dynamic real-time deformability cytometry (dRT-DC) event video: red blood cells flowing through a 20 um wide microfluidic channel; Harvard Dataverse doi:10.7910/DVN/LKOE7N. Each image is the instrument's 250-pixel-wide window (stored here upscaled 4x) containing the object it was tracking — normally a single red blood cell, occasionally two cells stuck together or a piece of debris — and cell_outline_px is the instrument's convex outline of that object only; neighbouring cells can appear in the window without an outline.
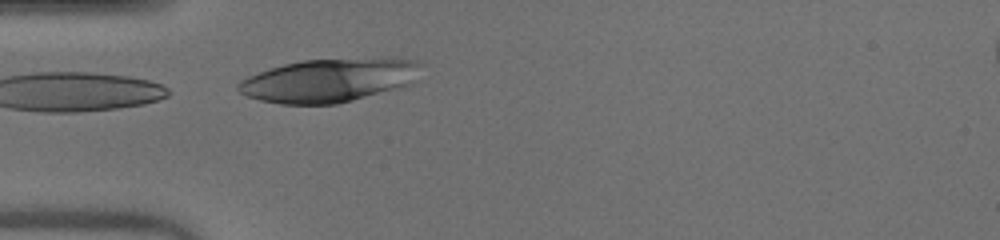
{"species": "human", "species_latin": "Homo sapiens", "temperature_condition": "warm", "stored_images_in_passage": 7, "camera_frame_rate_fps": 3000, "um_per_image_px": 0.085, "donor": {"sex": "male"}, "frame": {"image": 1, "passage_image": 7, "time_ms": 2.0, "image_size_px": [1000, 240], "cell_outline_px": [[424, 64], [412, 84], [404, 88], [336, 104], [280, 104], [260, 100], [248, 96], [240, 92], [236, 88], [236, 84], [240, 80], [248, 76], [284, 64], [304, 60], [380, 56], [384, 56], [416, 60]], "centroid_in_image_um": [28.08, 6.8], "position_along_channel_um": 56.9, "area_um2": 47.4}}